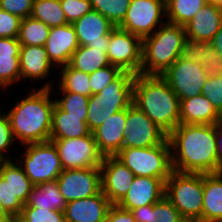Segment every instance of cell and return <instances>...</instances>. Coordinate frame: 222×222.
<instances>
[{
    "mask_svg": "<svg viewBox=\"0 0 222 222\" xmlns=\"http://www.w3.org/2000/svg\"><path fill=\"white\" fill-rule=\"evenodd\" d=\"M163 17L166 18V0H131L123 21L117 27L143 39L166 22Z\"/></svg>",
    "mask_w": 222,
    "mask_h": 222,
    "instance_id": "10",
    "label": "cell"
},
{
    "mask_svg": "<svg viewBox=\"0 0 222 222\" xmlns=\"http://www.w3.org/2000/svg\"><path fill=\"white\" fill-rule=\"evenodd\" d=\"M180 57L199 64L209 76L222 74V59L208 41H195L186 38Z\"/></svg>",
    "mask_w": 222,
    "mask_h": 222,
    "instance_id": "24",
    "label": "cell"
},
{
    "mask_svg": "<svg viewBox=\"0 0 222 222\" xmlns=\"http://www.w3.org/2000/svg\"><path fill=\"white\" fill-rule=\"evenodd\" d=\"M100 171L101 191L111 204H118L131 188L135 175L115 156H104Z\"/></svg>",
    "mask_w": 222,
    "mask_h": 222,
    "instance_id": "16",
    "label": "cell"
},
{
    "mask_svg": "<svg viewBox=\"0 0 222 222\" xmlns=\"http://www.w3.org/2000/svg\"><path fill=\"white\" fill-rule=\"evenodd\" d=\"M15 220L6 212L0 202V222H14Z\"/></svg>",
    "mask_w": 222,
    "mask_h": 222,
    "instance_id": "49",
    "label": "cell"
},
{
    "mask_svg": "<svg viewBox=\"0 0 222 222\" xmlns=\"http://www.w3.org/2000/svg\"><path fill=\"white\" fill-rule=\"evenodd\" d=\"M20 47L18 38H0V56H19Z\"/></svg>",
    "mask_w": 222,
    "mask_h": 222,
    "instance_id": "46",
    "label": "cell"
},
{
    "mask_svg": "<svg viewBox=\"0 0 222 222\" xmlns=\"http://www.w3.org/2000/svg\"><path fill=\"white\" fill-rule=\"evenodd\" d=\"M21 81L19 56H0V88L6 91Z\"/></svg>",
    "mask_w": 222,
    "mask_h": 222,
    "instance_id": "37",
    "label": "cell"
},
{
    "mask_svg": "<svg viewBox=\"0 0 222 222\" xmlns=\"http://www.w3.org/2000/svg\"><path fill=\"white\" fill-rule=\"evenodd\" d=\"M105 222H136L130 210L112 204L108 210Z\"/></svg>",
    "mask_w": 222,
    "mask_h": 222,
    "instance_id": "45",
    "label": "cell"
},
{
    "mask_svg": "<svg viewBox=\"0 0 222 222\" xmlns=\"http://www.w3.org/2000/svg\"><path fill=\"white\" fill-rule=\"evenodd\" d=\"M31 17L50 28L68 24L60 0H34Z\"/></svg>",
    "mask_w": 222,
    "mask_h": 222,
    "instance_id": "33",
    "label": "cell"
},
{
    "mask_svg": "<svg viewBox=\"0 0 222 222\" xmlns=\"http://www.w3.org/2000/svg\"><path fill=\"white\" fill-rule=\"evenodd\" d=\"M19 60L23 82L45 80L46 82L44 81L41 88L54 89L52 86L54 83L50 82L51 79L49 80L48 77L52 75L55 66L49 60L44 46H21Z\"/></svg>",
    "mask_w": 222,
    "mask_h": 222,
    "instance_id": "18",
    "label": "cell"
},
{
    "mask_svg": "<svg viewBox=\"0 0 222 222\" xmlns=\"http://www.w3.org/2000/svg\"><path fill=\"white\" fill-rule=\"evenodd\" d=\"M79 46L103 49L107 52L110 33L115 26L101 13L92 9L72 23Z\"/></svg>",
    "mask_w": 222,
    "mask_h": 222,
    "instance_id": "17",
    "label": "cell"
},
{
    "mask_svg": "<svg viewBox=\"0 0 222 222\" xmlns=\"http://www.w3.org/2000/svg\"><path fill=\"white\" fill-rule=\"evenodd\" d=\"M131 212L136 222H187L165 196L155 204L141 206Z\"/></svg>",
    "mask_w": 222,
    "mask_h": 222,
    "instance_id": "28",
    "label": "cell"
},
{
    "mask_svg": "<svg viewBox=\"0 0 222 222\" xmlns=\"http://www.w3.org/2000/svg\"><path fill=\"white\" fill-rule=\"evenodd\" d=\"M122 73L123 71L119 67L108 65L89 74L91 95L100 93Z\"/></svg>",
    "mask_w": 222,
    "mask_h": 222,
    "instance_id": "39",
    "label": "cell"
},
{
    "mask_svg": "<svg viewBox=\"0 0 222 222\" xmlns=\"http://www.w3.org/2000/svg\"><path fill=\"white\" fill-rule=\"evenodd\" d=\"M57 70L58 79L56 89L60 92H73L84 96H91L89 74L75 70L68 64ZM58 85V86H57Z\"/></svg>",
    "mask_w": 222,
    "mask_h": 222,
    "instance_id": "31",
    "label": "cell"
},
{
    "mask_svg": "<svg viewBox=\"0 0 222 222\" xmlns=\"http://www.w3.org/2000/svg\"><path fill=\"white\" fill-rule=\"evenodd\" d=\"M60 4L68 23H73L93 9L90 0H60Z\"/></svg>",
    "mask_w": 222,
    "mask_h": 222,
    "instance_id": "42",
    "label": "cell"
},
{
    "mask_svg": "<svg viewBox=\"0 0 222 222\" xmlns=\"http://www.w3.org/2000/svg\"><path fill=\"white\" fill-rule=\"evenodd\" d=\"M108 59L123 72L141 73L142 39L128 31L115 27L110 33L107 47Z\"/></svg>",
    "mask_w": 222,
    "mask_h": 222,
    "instance_id": "12",
    "label": "cell"
},
{
    "mask_svg": "<svg viewBox=\"0 0 222 222\" xmlns=\"http://www.w3.org/2000/svg\"><path fill=\"white\" fill-rule=\"evenodd\" d=\"M56 181L67 202L94 196L101 191L100 167L63 170Z\"/></svg>",
    "mask_w": 222,
    "mask_h": 222,
    "instance_id": "15",
    "label": "cell"
},
{
    "mask_svg": "<svg viewBox=\"0 0 222 222\" xmlns=\"http://www.w3.org/2000/svg\"><path fill=\"white\" fill-rule=\"evenodd\" d=\"M15 143L17 144V141L15 142L8 116L0 108V161L14 160L16 158L11 157L9 152L10 148L15 146Z\"/></svg>",
    "mask_w": 222,
    "mask_h": 222,
    "instance_id": "40",
    "label": "cell"
},
{
    "mask_svg": "<svg viewBox=\"0 0 222 222\" xmlns=\"http://www.w3.org/2000/svg\"><path fill=\"white\" fill-rule=\"evenodd\" d=\"M172 168L182 173H217L215 124H179L169 135Z\"/></svg>",
    "mask_w": 222,
    "mask_h": 222,
    "instance_id": "1",
    "label": "cell"
},
{
    "mask_svg": "<svg viewBox=\"0 0 222 222\" xmlns=\"http://www.w3.org/2000/svg\"><path fill=\"white\" fill-rule=\"evenodd\" d=\"M135 75L123 72L100 93L91 95L88 102L87 126L92 132L114 113L132 104Z\"/></svg>",
    "mask_w": 222,
    "mask_h": 222,
    "instance_id": "5",
    "label": "cell"
},
{
    "mask_svg": "<svg viewBox=\"0 0 222 222\" xmlns=\"http://www.w3.org/2000/svg\"><path fill=\"white\" fill-rule=\"evenodd\" d=\"M55 103L68 115L87 116L89 97L73 92H59ZM62 94V95H61Z\"/></svg>",
    "mask_w": 222,
    "mask_h": 222,
    "instance_id": "36",
    "label": "cell"
},
{
    "mask_svg": "<svg viewBox=\"0 0 222 222\" xmlns=\"http://www.w3.org/2000/svg\"><path fill=\"white\" fill-rule=\"evenodd\" d=\"M16 222H65L64 212L23 206Z\"/></svg>",
    "mask_w": 222,
    "mask_h": 222,
    "instance_id": "38",
    "label": "cell"
},
{
    "mask_svg": "<svg viewBox=\"0 0 222 222\" xmlns=\"http://www.w3.org/2000/svg\"><path fill=\"white\" fill-rule=\"evenodd\" d=\"M207 3L208 0H166V21L184 26Z\"/></svg>",
    "mask_w": 222,
    "mask_h": 222,
    "instance_id": "32",
    "label": "cell"
},
{
    "mask_svg": "<svg viewBox=\"0 0 222 222\" xmlns=\"http://www.w3.org/2000/svg\"><path fill=\"white\" fill-rule=\"evenodd\" d=\"M222 26V8L208 2L184 25L186 38L210 42Z\"/></svg>",
    "mask_w": 222,
    "mask_h": 222,
    "instance_id": "23",
    "label": "cell"
},
{
    "mask_svg": "<svg viewBox=\"0 0 222 222\" xmlns=\"http://www.w3.org/2000/svg\"><path fill=\"white\" fill-rule=\"evenodd\" d=\"M34 0H0V8L20 19L31 16Z\"/></svg>",
    "mask_w": 222,
    "mask_h": 222,
    "instance_id": "44",
    "label": "cell"
},
{
    "mask_svg": "<svg viewBox=\"0 0 222 222\" xmlns=\"http://www.w3.org/2000/svg\"><path fill=\"white\" fill-rule=\"evenodd\" d=\"M222 116L203 95L180 100V124H216Z\"/></svg>",
    "mask_w": 222,
    "mask_h": 222,
    "instance_id": "25",
    "label": "cell"
},
{
    "mask_svg": "<svg viewBox=\"0 0 222 222\" xmlns=\"http://www.w3.org/2000/svg\"><path fill=\"white\" fill-rule=\"evenodd\" d=\"M202 94L222 116V74L218 76H209L206 83L203 85Z\"/></svg>",
    "mask_w": 222,
    "mask_h": 222,
    "instance_id": "41",
    "label": "cell"
},
{
    "mask_svg": "<svg viewBox=\"0 0 222 222\" xmlns=\"http://www.w3.org/2000/svg\"><path fill=\"white\" fill-rule=\"evenodd\" d=\"M132 104L167 135L180 124V100L160 75H135Z\"/></svg>",
    "mask_w": 222,
    "mask_h": 222,
    "instance_id": "3",
    "label": "cell"
},
{
    "mask_svg": "<svg viewBox=\"0 0 222 222\" xmlns=\"http://www.w3.org/2000/svg\"><path fill=\"white\" fill-rule=\"evenodd\" d=\"M111 205L102 191L94 196L69 201L63 211L65 222H105Z\"/></svg>",
    "mask_w": 222,
    "mask_h": 222,
    "instance_id": "21",
    "label": "cell"
},
{
    "mask_svg": "<svg viewBox=\"0 0 222 222\" xmlns=\"http://www.w3.org/2000/svg\"><path fill=\"white\" fill-rule=\"evenodd\" d=\"M165 196V183L158 178L135 176L131 188L117 204L119 207L132 210L159 202Z\"/></svg>",
    "mask_w": 222,
    "mask_h": 222,
    "instance_id": "20",
    "label": "cell"
},
{
    "mask_svg": "<svg viewBox=\"0 0 222 222\" xmlns=\"http://www.w3.org/2000/svg\"><path fill=\"white\" fill-rule=\"evenodd\" d=\"M203 174L173 170L165 181V197L187 222H202Z\"/></svg>",
    "mask_w": 222,
    "mask_h": 222,
    "instance_id": "6",
    "label": "cell"
},
{
    "mask_svg": "<svg viewBox=\"0 0 222 222\" xmlns=\"http://www.w3.org/2000/svg\"><path fill=\"white\" fill-rule=\"evenodd\" d=\"M125 124L126 109H123L114 113L92 131L98 149L103 156H115L123 148Z\"/></svg>",
    "mask_w": 222,
    "mask_h": 222,
    "instance_id": "22",
    "label": "cell"
},
{
    "mask_svg": "<svg viewBox=\"0 0 222 222\" xmlns=\"http://www.w3.org/2000/svg\"><path fill=\"white\" fill-rule=\"evenodd\" d=\"M217 173L222 172V118L215 124Z\"/></svg>",
    "mask_w": 222,
    "mask_h": 222,
    "instance_id": "47",
    "label": "cell"
},
{
    "mask_svg": "<svg viewBox=\"0 0 222 222\" xmlns=\"http://www.w3.org/2000/svg\"><path fill=\"white\" fill-rule=\"evenodd\" d=\"M44 47L55 68L67 65L71 56L79 47L72 23L51 27Z\"/></svg>",
    "mask_w": 222,
    "mask_h": 222,
    "instance_id": "19",
    "label": "cell"
},
{
    "mask_svg": "<svg viewBox=\"0 0 222 222\" xmlns=\"http://www.w3.org/2000/svg\"><path fill=\"white\" fill-rule=\"evenodd\" d=\"M185 28L168 21L142 39L141 74L162 75L181 55Z\"/></svg>",
    "mask_w": 222,
    "mask_h": 222,
    "instance_id": "4",
    "label": "cell"
},
{
    "mask_svg": "<svg viewBox=\"0 0 222 222\" xmlns=\"http://www.w3.org/2000/svg\"><path fill=\"white\" fill-rule=\"evenodd\" d=\"M21 20L0 8V38H18Z\"/></svg>",
    "mask_w": 222,
    "mask_h": 222,
    "instance_id": "43",
    "label": "cell"
},
{
    "mask_svg": "<svg viewBox=\"0 0 222 222\" xmlns=\"http://www.w3.org/2000/svg\"><path fill=\"white\" fill-rule=\"evenodd\" d=\"M87 116L68 115L56 103L52 112L50 139H70L88 136Z\"/></svg>",
    "mask_w": 222,
    "mask_h": 222,
    "instance_id": "26",
    "label": "cell"
},
{
    "mask_svg": "<svg viewBox=\"0 0 222 222\" xmlns=\"http://www.w3.org/2000/svg\"><path fill=\"white\" fill-rule=\"evenodd\" d=\"M202 222H222V172L203 174Z\"/></svg>",
    "mask_w": 222,
    "mask_h": 222,
    "instance_id": "27",
    "label": "cell"
},
{
    "mask_svg": "<svg viewBox=\"0 0 222 222\" xmlns=\"http://www.w3.org/2000/svg\"><path fill=\"white\" fill-rule=\"evenodd\" d=\"M34 186L15 159L0 161V202L14 220L20 215Z\"/></svg>",
    "mask_w": 222,
    "mask_h": 222,
    "instance_id": "9",
    "label": "cell"
},
{
    "mask_svg": "<svg viewBox=\"0 0 222 222\" xmlns=\"http://www.w3.org/2000/svg\"><path fill=\"white\" fill-rule=\"evenodd\" d=\"M161 76L177 94L179 100L201 95L203 85L209 77L207 71L202 66L181 57Z\"/></svg>",
    "mask_w": 222,
    "mask_h": 222,
    "instance_id": "13",
    "label": "cell"
},
{
    "mask_svg": "<svg viewBox=\"0 0 222 222\" xmlns=\"http://www.w3.org/2000/svg\"><path fill=\"white\" fill-rule=\"evenodd\" d=\"M50 140L55 144L64 170L100 167L103 162L104 156L92 132L79 138Z\"/></svg>",
    "mask_w": 222,
    "mask_h": 222,
    "instance_id": "11",
    "label": "cell"
},
{
    "mask_svg": "<svg viewBox=\"0 0 222 222\" xmlns=\"http://www.w3.org/2000/svg\"><path fill=\"white\" fill-rule=\"evenodd\" d=\"M35 87L28 92L25 90L28 95L5 111L14 139L21 145L50 140L56 94L52 89Z\"/></svg>",
    "mask_w": 222,
    "mask_h": 222,
    "instance_id": "2",
    "label": "cell"
},
{
    "mask_svg": "<svg viewBox=\"0 0 222 222\" xmlns=\"http://www.w3.org/2000/svg\"><path fill=\"white\" fill-rule=\"evenodd\" d=\"M131 0H90L92 8L106 17L115 27L124 19Z\"/></svg>",
    "mask_w": 222,
    "mask_h": 222,
    "instance_id": "35",
    "label": "cell"
},
{
    "mask_svg": "<svg viewBox=\"0 0 222 222\" xmlns=\"http://www.w3.org/2000/svg\"><path fill=\"white\" fill-rule=\"evenodd\" d=\"M123 148H146L162 144L168 135L143 111L131 104L126 109Z\"/></svg>",
    "mask_w": 222,
    "mask_h": 222,
    "instance_id": "14",
    "label": "cell"
},
{
    "mask_svg": "<svg viewBox=\"0 0 222 222\" xmlns=\"http://www.w3.org/2000/svg\"><path fill=\"white\" fill-rule=\"evenodd\" d=\"M25 151L15 158L26 176L34 184L56 181L64 170L55 144L49 140L23 145Z\"/></svg>",
    "mask_w": 222,
    "mask_h": 222,
    "instance_id": "8",
    "label": "cell"
},
{
    "mask_svg": "<svg viewBox=\"0 0 222 222\" xmlns=\"http://www.w3.org/2000/svg\"><path fill=\"white\" fill-rule=\"evenodd\" d=\"M50 27L30 17L21 20L18 41L21 46H45Z\"/></svg>",
    "mask_w": 222,
    "mask_h": 222,
    "instance_id": "34",
    "label": "cell"
},
{
    "mask_svg": "<svg viewBox=\"0 0 222 222\" xmlns=\"http://www.w3.org/2000/svg\"><path fill=\"white\" fill-rule=\"evenodd\" d=\"M115 157L135 176L158 178L165 183L173 171L168 138L152 147L122 148Z\"/></svg>",
    "mask_w": 222,
    "mask_h": 222,
    "instance_id": "7",
    "label": "cell"
},
{
    "mask_svg": "<svg viewBox=\"0 0 222 222\" xmlns=\"http://www.w3.org/2000/svg\"><path fill=\"white\" fill-rule=\"evenodd\" d=\"M68 65L75 70L91 74L111 63L107 52H103V49L79 46L71 56Z\"/></svg>",
    "mask_w": 222,
    "mask_h": 222,
    "instance_id": "30",
    "label": "cell"
},
{
    "mask_svg": "<svg viewBox=\"0 0 222 222\" xmlns=\"http://www.w3.org/2000/svg\"><path fill=\"white\" fill-rule=\"evenodd\" d=\"M218 56L222 59V26L210 41Z\"/></svg>",
    "mask_w": 222,
    "mask_h": 222,
    "instance_id": "48",
    "label": "cell"
},
{
    "mask_svg": "<svg viewBox=\"0 0 222 222\" xmlns=\"http://www.w3.org/2000/svg\"><path fill=\"white\" fill-rule=\"evenodd\" d=\"M67 201L61 195L57 181L37 184L30 192L24 206L64 211Z\"/></svg>",
    "mask_w": 222,
    "mask_h": 222,
    "instance_id": "29",
    "label": "cell"
},
{
    "mask_svg": "<svg viewBox=\"0 0 222 222\" xmlns=\"http://www.w3.org/2000/svg\"><path fill=\"white\" fill-rule=\"evenodd\" d=\"M208 2L215 4V5L219 6L220 8H222V0H208Z\"/></svg>",
    "mask_w": 222,
    "mask_h": 222,
    "instance_id": "50",
    "label": "cell"
}]
</instances>
